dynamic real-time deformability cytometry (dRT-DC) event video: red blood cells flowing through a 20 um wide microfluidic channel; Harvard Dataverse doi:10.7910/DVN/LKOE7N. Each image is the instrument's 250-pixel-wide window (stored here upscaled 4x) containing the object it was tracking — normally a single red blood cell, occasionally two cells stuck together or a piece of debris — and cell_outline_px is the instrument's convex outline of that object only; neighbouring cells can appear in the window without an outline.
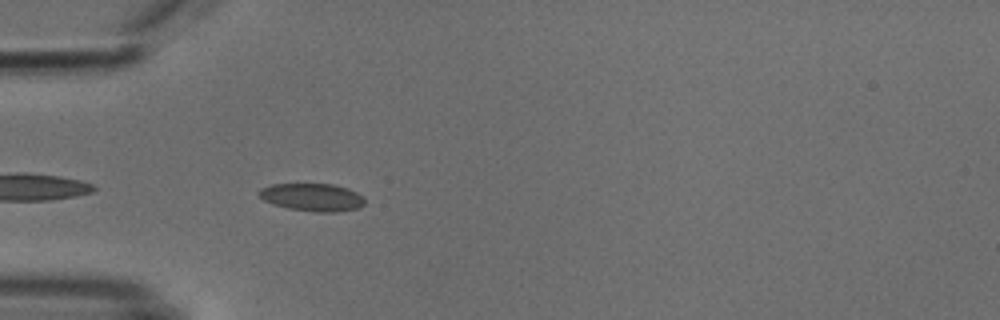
{"species": "common noctule bat (a hibernating species)", "species_latin": "Nyctalus noctula", "temperature_condition": "cold", "stored_images_in_passage": 5, "camera_frame_rate_fps": 3000, "um_per_image_px": 0.085, "animal": {"sex": "male", "body_mass_g": 18.8}, "frame": {"image": 1, "passage_image": 2, "time_ms": 0.333, "image_size_px": [1000, 320], "cell_outline_px": [[364, 204], [360, 208], [336, 212], [316, 212], [288, 208], [272, 204], [264, 200], [256, 192], [260, 188], [272, 184], [332, 184], [348, 188], [356, 192], [364, 200]], "centroid_in_image_um": [26.52, 16.76], "position_along_channel_um": 58.5, "area_um2": 17.11}}